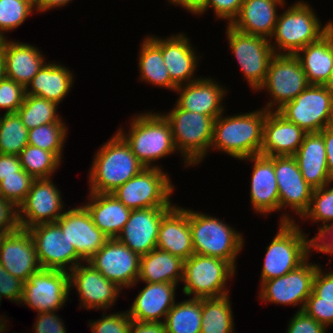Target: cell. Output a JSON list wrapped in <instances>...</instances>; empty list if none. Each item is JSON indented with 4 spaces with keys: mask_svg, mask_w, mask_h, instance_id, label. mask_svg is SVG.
Segmentation results:
<instances>
[{
    "mask_svg": "<svg viewBox=\"0 0 333 333\" xmlns=\"http://www.w3.org/2000/svg\"><path fill=\"white\" fill-rule=\"evenodd\" d=\"M129 120V129L121 126L117 132L129 144L132 153L145 168L162 169L157 161L178 153L168 120L160 111L153 110L136 113Z\"/></svg>",
    "mask_w": 333,
    "mask_h": 333,
    "instance_id": "obj_1",
    "label": "cell"
},
{
    "mask_svg": "<svg viewBox=\"0 0 333 333\" xmlns=\"http://www.w3.org/2000/svg\"><path fill=\"white\" fill-rule=\"evenodd\" d=\"M224 114L214 121L210 149L237 160L260 155L266 110L261 106L251 112Z\"/></svg>",
    "mask_w": 333,
    "mask_h": 333,
    "instance_id": "obj_2",
    "label": "cell"
},
{
    "mask_svg": "<svg viewBox=\"0 0 333 333\" xmlns=\"http://www.w3.org/2000/svg\"><path fill=\"white\" fill-rule=\"evenodd\" d=\"M91 164L87 175L90 193H112L145 168L116 131L97 149Z\"/></svg>",
    "mask_w": 333,
    "mask_h": 333,
    "instance_id": "obj_3",
    "label": "cell"
},
{
    "mask_svg": "<svg viewBox=\"0 0 333 333\" xmlns=\"http://www.w3.org/2000/svg\"><path fill=\"white\" fill-rule=\"evenodd\" d=\"M279 13L269 41L275 54L295 55L300 49L318 41L332 27L333 21L323 25L308 1L298 0ZM274 42H273V41Z\"/></svg>",
    "mask_w": 333,
    "mask_h": 333,
    "instance_id": "obj_4",
    "label": "cell"
},
{
    "mask_svg": "<svg viewBox=\"0 0 333 333\" xmlns=\"http://www.w3.org/2000/svg\"><path fill=\"white\" fill-rule=\"evenodd\" d=\"M189 226L195 254L230 262L237 269L238 254L242 252L245 237L226 221L199 210L189 209Z\"/></svg>",
    "mask_w": 333,
    "mask_h": 333,
    "instance_id": "obj_5",
    "label": "cell"
},
{
    "mask_svg": "<svg viewBox=\"0 0 333 333\" xmlns=\"http://www.w3.org/2000/svg\"><path fill=\"white\" fill-rule=\"evenodd\" d=\"M172 130V138L184 168L201 165L210 153L215 118L181 109L176 103L162 112ZM186 166V167H185Z\"/></svg>",
    "mask_w": 333,
    "mask_h": 333,
    "instance_id": "obj_6",
    "label": "cell"
},
{
    "mask_svg": "<svg viewBox=\"0 0 333 333\" xmlns=\"http://www.w3.org/2000/svg\"><path fill=\"white\" fill-rule=\"evenodd\" d=\"M298 223L278 224L276 235L265 250L260 285L293 271L312 255V238Z\"/></svg>",
    "mask_w": 333,
    "mask_h": 333,
    "instance_id": "obj_7",
    "label": "cell"
},
{
    "mask_svg": "<svg viewBox=\"0 0 333 333\" xmlns=\"http://www.w3.org/2000/svg\"><path fill=\"white\" fill-rule=\"evenodd\" d=\"M236 268L219 258L193 254L183 263L182 292L191 298H218L231 294L228 281Z\"/></svg>",
    "mask_w": 333,
    "mask_h": 333,
    "instance_id": "obj_8",
    "label": "cell"
},
{
    "mask_svg": "<svg viewBox=\"0 0 333 333\" xmlns=\"http://www.w3.org/2000/svg\"><path fill=\"white\" fill-rule=\"evenodd\" d=\"M163 169L144 168L112 194L130 210L174 207L171 198L175 186Z\"/></svg>",
    "mask_w": 333,
    "mask_h": 333,
    "instance_id": "obj_9",
    "label": "cell"
},
{
    "mask_svg": "<svg viewBox=\"0 0 333 333\" xmlns=\"http://www.w3.org/2000/svg\"><path fill=\"white\" fill-rule=\"evenodd\" d=\"M228 47L241 69L251 91L255 93L263 85L271 59L275 55L266 37L241 32L230 24L225 30Z\"/></svg>",
    "mask_w": 333,
    "mask_h": 333,
    "instance_id": "obj_10",
    "label": "cell"
},
{
    "mask_svg": "<svg viewBox=\"0 0 333 333\" xmlns=\"http://www.w3.org/2000/svg\"><path fill=\"white\" fill-rule=\"evenodd\" d=\"M277 112L306 133L321 132L333 125V94L326 85L309 84Z\"/></svg>",
    "mask_w": 333,
    "mask_h": 333,
    "instance_id": "obj_11",
    "label": "cell"
},
{
    "mask_svg": "<svg viewBox=\"0 0 333 333\" xmlns=\"http://www.w3.org/2000/svg\"><path fill=\"white\" fill-rule=\"evenodd\" d=\"M309 85L306 74L296 55L275 54L270 61L266 79L257 92L270 95L263 107L277 111L285 103L295 99Z\"/></svg>",
    "mask_w": 333,
    "mask_h": 333,
    "instance_id": "obj_12",
    "label": "cell"
},
{
    "mask_svg": "<svg viewBox=\"0 0 333 333\" xmlns=\"http://www.w3.org/2000/svg\"><path fill=\"white\" fill-rule=\"evenodd\" d=\"M274 172L279 193V223L297 222L308 211L313 188L304 180L297 161L293 156H274ZM285 209V210H284ZM290 210L296 214H288Z\"/></svg>",
    "mask_w": 333,
    "mask_h": 333,
    "instance_id": "obj_13",
    "label": "cell"
},
{
    "mask_svg": "<svg viewBox=\"0 0 333 333\" xmlns=\"http://www.w3.org/2000/svg\"><path fill=\"white\" fill-rule=\"evenodd\" d=\"M310 257L298 268L284 276L264 281L259 286L258 300L266 304L299 306L303 311L307 298L312 293L313 279L320 263L309 261Z\"/></svg>",
    "mask_w": 333,
    "mask_h": 333,
    "instance_id": "obj_14",
    "label": "cell"
},
{
    "mask_svg": "<svg viewBox=\"0 0 333 333\" xmlns=\"http://www.w3.org/2000/svg\"><path fill=\"white\" fill-rule=\"evenodd\" d=\"M70 294L69 272L41 268L24 282L20 305L37 313L58 311L66 306Z\"/></svg>",
    "mask_w": 333,
    "mask_h": 333,
    "instance_id": "obj_15",
    "label": "cell"
},
{
    "mask_svg": "<svg viewBox=\"0 0 333 333\" xmlns=\"http://www.w3.org/2000/svg\"><path fill=\"white\" fill-rule=\"evenodd\" d=\"M27 230L41 268L70 272L84 262L56 223H41Z\"/></svg>",
    "mask_w": 333,
    "mask_h": 333,
    "instance_id": "obj_16",
    "label": "cell"
},
{
    "mask_svg": "<svg viewBox=\"0 0 333 333\" xmlns=\"http://www.w3.org/2000/svg\"><path fill=\"white\" fill-rule=\"evenodd\" d=\"M70 291L78 292L79 308L84 310L112 309L123 292L115 283L106 279L88 262L79 263L69 272ZM108 309V310H107Z\"/></svg>",
    "mask_w": 333,
    "mask_h": 333,
    "instance_id": "obj_17",
    "label": "cell"
},
{
    "mask_svg": "<svg viewBox=\"0 0 333 333\" xmlns=\"http://www.w3.org/2000/svg\"><path fill=\"white\" fill-rule=\"evenodd\" d=\"M62 191L52 178L35 179L19 208V222L22 229L41 223H55L64 213L66 204Z\"/></svg>",
    "mask_w": 333,
    "mask_h": 333,
    "instance_id": "obj_18",
    "label": "cell"
},
{
    "mask_svg": "<svg viewBox=\"0 0 333 333\" xmlns=\"http://www.w3.org/2000/svg\"><path fill=\"white\" fill-rule=\"evenodd\" d=\"M87 262L122 290L138 281L140 256L117 238H109Z\"/></svg>",
    "mask_w": 333,
    "mask_h": 333,
    "instance_id": "obj_19",
    "label": "cell"
},
{
    "mask_svg": "<svg viewBox=\"0 0 333 333\" xmlns=\"http://www.w3.org/2000/svg\"><path fill=\"white\" fill-rule=\"evenodd\" d=\"M147 36L161 49L171 81L177 87L201 77L199 75L195 77V74L202 56H199L198 50H195L186 33L171 34L166 38L155 34Z\"/></svg>",
    "mask_w": 333,
    "mask_h": 333,
    "instance_id": "obj_20",
    "label": "cell"
},
{
    "mask_svg": "<svg viewBox=\"0 0 333 333\" xmlns=\"http://www.w3.org/2000/svg\"><path fill=\"white\" fill-rule=\"evenodd\" d=\"M81 205L74 208L69 206L70 209H65L55 223L72 243L80 258L87 262L105 245L109 237L95 226L89 211Z\"/></svg>",
    "mask_w": 333,
    "mask_h": 333,
    "instance_id": "obj_21",
    "label": "cell"
},
{
    "mask_svg": "<svg viewBox=\"0 0 333 333\" xmlns=\"http://www.w3.org/2000/svg\"><path fill=\"white\" fill-rule=\"evenodd\" d=\"M173 207L132 210L117 239L140 257L156 248L162 218Z\"/></svg>",
    "mask_w": 333,
    "mask_h": 333,
    "instance_id": "obj_22",
    "label": "cell"
},
{
    "mask_svg": "<svg viewBox=\"0 0 333 333\" xmlns=\"http://www.w3.org/2000/svg\"><path fill=\"white\" fill-rule=\"evenodd\" d=\"M214 80L210 75L201 76L198 80L178 86L175 89L178 95L175 103L183 110L217 119L226 110L223 101L228 89Z\"/></svg>",
    "mask_w": 333,
    "mask_h": 333,
    "instance_id": "obj_23",
    "label": "cell"
},
{
    "mask_svg": "<svg viewBox=\"0 0 333 333\" xmlns=\"http://www.w3.org/2000/svg\"><path fill=\"white\" fill-rule=\"evenodd\" d=\"M240 161L252 164L250 203L255 214L267 216L279 212V193L274 172V156L255 155Z\"/></svg>",
    "mask_w": 333,
    "mask_h": 333,
    "instance_id": "obj_24",
    "label": "cell"
},
{
    "mask_svg": "<svg viewBox=\"0 0 333 333\" xmlns=\"http://www.w3.org/2000/svg\"><path fill=\"white\" fill-rule=\"evenodd\" d=\"M8 39H2L0 43L4 76L26 88L47 62L46 57L34 44Z\"/></svg>",
    "mask_w": 333,
    "mask_h": 333,
    "instance_id": "obj_25",
    "label": "cell"
},
{
    "mask_svg": "<svg viewBox=\"0 0 333 333\" xmlns=\"http://www.w3.org/2000/svg\"><path fill=\"white\" fill-rule=\"evenodd\" d=\"M0 264L8 273L24 282L41 269L27 229L20 228L7 234L0 248Z\"/></svg>",
    "mask_w": 333,
    "mask_h": 333,
    "instance_id": "obj_26",
    "label": "cell"
},
{
    "mask_svg": "<svg viewBox=\"0 0 333 333\" xmlns=\"http://www.w3.org/2000/svg\"><path fill=\"white\" fill-rule=\"evenodd\" d=\"M146 283L126 310L131 320L140 322H164L167 313L176 302L178 284Z\"/></svg>",
    "mask_w": 333,
    "mask_h": 333,
    "instance_id": "obj_27",
    "label": "cell"
},
{
    "mask_svg": "<svg viewBox=\"0 0 333 333\" xmlns=\"http://www.w3.org/2000/svg\"><path fill=\"white\" fill-rule=\"evenodd\" d=\"M305 134L302 128L286 120L277 111L266 110L260 155L293 156L302 144Z\"/></svg>",
    "mask_w": 333,
    "mask_h": 333,
    "instance_id": "obj_28",
    "label": "cell"
},
{
    "mask_svg": "<svg viewBox=\"0 0 333 333\" xmlns=\"http://www.w3.org/2000/svg\"><path fill=\"white\" fill-rule=\"evenodd\" d=\"M156 248L178 256L182 260H187L194 254L189 208L175 205L162 218Z\"/></svg>",
    "mask_w": 333,
    "mask_h": 333,
    "instance_id": "obj_29",
    "label": "cell"
},
{
    "mask_svg": "<svg viewBox=\"0 0 333 333\" xmlns=\"http://www.w3.org/2000/svg\"><path fill=\"white\" fill-rule=\"evenodd\" d=\"M286 0H244L238 16L230 24L235 29L270 39ZM279 9H278V8Z\"/></svg>",
    "mask_w": 333,
    "mask_h": 333,
    "instance_id": "obj_30",
    "label": "cell"
},
{
    "mask_svg": "<svg viewBox=\"0 0 333 333\" xmlns=\"http://www.w3.org/2000/svg\"><path fill=\"white\" fill-rule=\"evenodd\" d=\"M293 157L297 161L304 180L313 189L332 182L328 174L325 143L320 132L306 133Z\"/></svg>",
    "mask_w": 333,
    "mask_h": 333,
    "instance_id": "obj_31",
    "label": "cell"
},
{
    "mask_svg": "<svg viewBox=\"0 0 333 333\" xmlns=\"http://www.w3.org/2000/svg\"><path fill=\"white\" fill-rule=\"evenodd\" d=\"M74 76L64 64L48 61L26 86L25 95L44 98L59 105L73 88Z\"/></svg>",
    "mask_w": 333,
    "mask_h": 333,
    "instance_id": "obj_32",
    "label": "cell"
},
{
    "mask_svg": "<svg viewBox=\"0 0 333 333\" xmlns=\"http://www.w3.org/2000/svg\"><path fill=\"white\" fill-rule=\"evenodd\" d=\"M88 193L87 202L82 204L89 211L93 223L109 238H117L132 210L112 193Z\"/></svg>",
    "mask_w": 333,
    "mask_h": 333,
    "instance_id": "obj_33",
    "label": "cell"
},
{
    "mask_svg": "<svg viewBox=\"0 0 333 333\" xmlns=\"http://www.w3.org/2000/svg\"><path fill=\"white\" fill-rule=\"evenodd\" d=\"M295 55L309 84L326 85L333 73V27L318 41L308 44Z\"/></svg>",
    "mask_w": 333,
    "mask_h": 333,
    "instance_id": "obj_34",
    "label": "cell"
},
{
    "mask_svg": "<svg viewBox=\"0 0 333 333\" xmlns=\"http://www.w3.org/2000/svg\"><path fill=\"white\" fill-rule=\"evenodd\" d=\"M183 263L180 257L169 252L153 249L151 252L140 257L138 283H174L180 284L183 278Z\"/></svg>",
    "mask_w": 333,
    "mask_h": 333,
    "instance_id": "obj_35",
    "label": "cell"
},
{
    "mask_svg": "<svg viewBox=\"0 0 333 333\" xmlns=\"http://www.w3.org/2000/svg\"><path fill=\"white\" fill-rule=\"evenodd\" d=\"M138 50L139 80L159 87L174 91L177 86L171 81L167 67L163 60L161 49L146 35L140 42Z\"/></svg>",
    "mask_w": 333,
    "mask_h": 333,
    "instance_id": "obj_36",
    "label": "cell"
},
{
    "mask_svg": "<svg viewBox=\"0 0 333 333\" xmlns=\"http://www.w3.org/2000/svg\"><path fill=\"white\" fill-rule=\"evenodd\" d=\"M230 295L202 298L200 333H235V322Z\"/></svg>",
    "mask_w": 333,
    "mask_h": 333,
    "instance_id": "obj_37",
    "label": "cell"
},
{
    "mask_svg": "<svg viewBox=\"0 0 333 333\" xmlns=\"http://www.w3.org/2000/svg\"><path fill=\"white\" fill-rule=\"evenodd\" d=\"M201 318L202 298L177 301L165 318L166 333H200Z\"/></svg>",
    "mask_w": 333,
    "mask_h": 333,
    "instance_id": "obj_38",
    "label": "cell"
},
{
    "mask_svg": "<svg viewBox=\"0 0 333 333\" xmlns=\"http://www.w3.org/2000/svg\"><path fill=\"white\" fill-rule=\"evenodd\" d=\"M58 104L44 98L25 95L23 104L17 110L22 124L28 129L50 123H61L64 119L58 114Z\"/></svg>",
    "mask_w": 333,
    "mask_h": 333,
    "instance_id": "obj_39",
    "label": "cell"
},
{
    "mask_svg": "<svg viewBox=\"0 0 333 333\" xmlns=\"http://www.w3.org/2000/svg\"><path fill=\"white\" fill-rule=\"evenodd\" d=\"M21 167L34 179L53 178L62 162L50 151L27 145L18 155Z\"/></svg>",
    "mask_w": 333,
    "mask_h": 333,
    "instance_id": "obj_40",
    "label": "cell"
},
{
    "mask_svg": "<svg viewBox=\"0 0 333 333\" xmlns=\"http://www.w3.org/2000/svg\"><path fill=\"white\" fill-rule=\"evenodd\" d=\"M66 123H50L28 130V144L52 152L61 162L68 137Z\"/></svg>",
    "mask_w": 333,
    "mask_h": 333,
    "instance_id": "obj_41",
    "label": "cell"
},
{
    "mask_svg": "<svg viewBox=\"0 0 333 333\" xmlns=\"http://www.w3.org/2000/svg\"><path fill=\"white\" fill-rule=\"evenodd\" d=\"M28 145V129L17 113L1 115L0 154L19 155Z\"/></svg>",
    "mask_w": 333,
    "mask_h": 333,
    "instance_id": "obj_42",
    "label": "cell"
},
{
    "mask_svg": "<svg viewBox=\"0 0 333 333\" xmlns=\"http://www.w3.org/2000/svg\"><path fill=\"white\" fill-rule=\"evenodd\" d=\"M34 11L36 8L32 0H0L1 39H6V34L20 27Z\"/></svg>",
    "mask_w": 333,
    "mask_h": 333,
    "instance_id": "obj_43",
    "label": "cell"
},
{
    "mask_svg": "<svg viewBox=\"0 0 333 333\" xmlns=\"http://www.w3.org/2000/svg\"><path fill=\"white\" fill-rule=\"evenodd\" d=\"M302 219L315 225L319 223V230L333 222V181L313 190L310 207Z\"/></svg>",
    "mask_w": 333,
    "mask_h": 333,
    "instance_id": "obj_44",
    "label": "cell"
},
{
    "mask_svg": "<svg viewBox=\"0 0 333 333\" xmlns=\"http://www.w3.org/2000/svg\"><path fill=\"white\" fill-rule=\"evenodd\" d=\"M34 178L22 168L17 175H10L0 181V194L2 199L13 202L19 207L24 200L34 182Z\"/></svg>",
    "mask_w": 333,
    "mask_h": 333,
    "instance_id": "obj_45",
    "label": "cell"
},
{
    "mask_svg": "<svg viewBox=\"0 0 333 333\" xmlns=\"http://www.w3.org/2000/svg\"><path fill=\"white\" fill-rule=\"evenodd\" d=\"M102 313L100 319L88 321L91 333H129L131 318L126 310L111 314L107 311Z\"/></svg>",
    "mask_w": 333,
    "mask_h": 333,
    "instance_id": "obj_46",
    "label": "cell"
},
{
    "mask_svg": "<svg viewBox=\"0 0 333 333\" xmlns=\"http://www.w3.org/2000/svg\"><path fill=\"white\" fill-rule=\"evenodd\" d=\"M25 88L12 79L5 76L0 80V111L4 113H16L23 104Z\"/></svg>",
    "mask_w": 333,
    "mask_h": 333,
    "instance_id": "obj_47",
    "label": "cell"
},
{
    "mask_svg": "<svg viewBox=\"0 0 333 333\" xmlns=\"http://www.w3.org/2000/svg\"><path fill=\"white\" fill-rule=\"evenodd\" d=\"M303 311L327 329L333 325V301L323 300L313 291L307 298Z\"/></svg>",
    "mask_w": 333,
    "mask_h": 333,
    "instance_id": "obj_48",
    "label": "cell"
},
{
    "mask_svg": "<svg viewBox=\"0 0 333 333\" xmlns=\"http://www.w3.org/2000/svg\"><path fill=\"white\" fill-rule=\"evenodd\" d=\"M244 0H205L203 14L210 9L213 10L214 18L222 19L226 24H231L238 16Z\"/></svg>",
    "mask_w": 333,
    "mask_h": 333,
    "instance_id": "obj_49",
    "label": "cell"
},
{
    "mask_svg": "<svg viewBox=\"0 0 333 333\" xmlns=\"http://www.w3.org/2000/svg\"><path fill=\"white\" fill-rule=\"evenodd\" d=\"M24 281L8 273L0 264V302L6 298L20 305L23 297Z\"/></svg>",
    "mask_w": 333,
    "mask_h": 333,
    "instance_id": "obj_50",
    "label": "cell"
},
{
    "mask_svg": "<svg viewBox=\"0 0 333 333\" xmlns=\"http://www.w3.org/2000/svg\"><path fill=\"white\" fill-rule=\"evenodd\" d=\"M286 333H328V329L304 311H297L290 318Z\"/></svg>",
    "mask_w": 333,
    "mask_h": 333,
    "instance_id": "obj_51",
    "label": "cell"
},
{
    "mask_svg": "<svg viewBox=\"0 0 333 333\" xmlns=\"http://www.w3.org/2000/svg\"><path fill=\"white\" fill-rule=\"evenodd\" d=\"M57 312L59 311L37 313L33 333H67L62 317Z\"/></svg>",
    "mask_w": 333,
    "mask_h": 333,
    "instance_id": "obj_52",
    "label": "cell"
},
{
    "mask_svg": "<svg viewBox=\"0 0 333 333\" xmlns=\"http://www.w3.org/2000/svg\"><path fill=\"white\" fill-rule=\"evenodd\" d=\"M321 265L315 273L312 291L323 300L333 301V270L322 269Z\"/></svg>",
    "mask_w": 333,
    "mask_h": 333,
    "instance_id": "obj_53",
    "label": "cell"
},
{
    "mask_svg": "<svg viewBox=\"0 0 333 333\" xmlns=\"http://www.w3.org/2000/svg\"><path fill=\"white\" fill-rule=\"evenodd\" d=\"M19 208L6 199H0V231L9 233L20 229Z\"/></svg>",
    "mask_w": 333,
    "mask_h": 333,
    "instance_id": "obj_54",
    "label": "cell"
},
{
    "mask_svg": "<svg viewBox=\"0 0 333 333\" xmlns=\"http://www.w3.org/2000/svg\"><path fill=\"white\" fill-rule=\"evenodd\" d=\"M312 251L333 255V222L325 225L312 237Z\"/></svg>",
    "mask_w": 333,
    "mask_h": 333,
    "instance_id": "obj_55",
    "label": "cell"
},
{
    "mask_svg": "<svg viewBox=\"0 0 333 333\" xmlns=\"http://www.w3.org/2000/svg\"><path fill=\"white\" fill-rule=\"evenodd\" d=\"M21 168L19 156L0 154V181L10 175H17Z\"/></svg>",
    "mask_w": 333,
    "mask_h": 333,
    "instance_id": "obj_56",
    "label": "cell"
},
{
    "mask_svg": "<svg viewBox=\"0 0 333 333\" xmlns=\"http://www.w3.org/2000/svg\"><path fill=\"white\" fill-rule=\"evenodd\" d=\"M129 333H166L164 322H140L131 320Z\"/></svg>",
    "mask_w": 333,
    "mask_h": 333,
    "instance_id": "obj_57",
    "label": "cell"
},
{
    "mask_svg": "<svg viewBox=\"0 0 333 333\" xmlns=\"http://www.w3.org/2000/svg\"><path fill=\"white\" fill-rule=\"evenodd\" d=\"M320 133L322 134L325 143L328 174L331 181H333V125L326 127Z\"/></svg>",
    "mask_w": 333,
    "mask_h": 333,
    "instance_id": "obj_58",
    "label": "cell"
},
{
    "mask_svg": "<svg viewBox=\"0 0 333 333\" xmlns=\"http://www.w3.org/2000/svg\"><path fill=\"white\" fill-rule=\"evenodd\" d=\"M169 5H174L183 8L188 14L202 16L205 6V0H168Z\"/></svg>",
    "mask_w": 333,
    "mask_h": 333,
    "instance_id": "obj_59",
    "label": "cell"
},
{
    "mask_svg": "<svg viewBox=\"0 0 333 333\" xmlns=\"http://www.w3.org/2000/svg\"><path fill=\"white\" fill-rule=\"evenodd\" d=\"M73 0H36L35 1V8L37 13H44L48 10H55L57 8L60 9L64 6H67Z\"/></svg>",
    "mask_w": 333,
    "mask_h": 333,
    "instance_id": "obj_60",
    "label": "cell"
},
{
    "mask_svg": "<svg viewBox=\"0 0 333 333\" xmlns=\"http://www.w3.org/2000/svg\"><path fill=\"white\" fill-rule=\"evenodd\" d=\"M9 322V320L7 319V316L5 315H0V333H6V332H8V327H9V325H7V324H9L8 323ZM6 331V332H5Z\"/></svg>",
    "mask_w": 333,
    "mask_h": 333,
    "instance_id": "obj_61",
    "label": "cell"
},
{
    "mask_svg": "<svg viewBox=\"0 0 333 333\" xmlns=\"http://www.w3.org/2000/svg\"><path fill=\"white\" fill-rule=\"evenodd\" d=\"M4 77L3 56L0 49V80Z\"/></svg>",
    "mask_w": 333,
    "mask_h": 333,
    "instance_id": "obj_62",
    "label": "cell"
},
{
    "mask_svg": "<svg viewBox=\"0 0 333 333\" xmlns=\"http://www.w3.org/2000/svg\"><path fill=\"white\" fill-rule=\"evenodd\" d=\"M8 233H9L8 231H0V248L2 246L3 240L5 239Z\"/></svg>",
    "mask_w": 333,
    "mask_h": 333,
    "instance_id": "obj_63",
    "label": "cell"
},
{
    "mask_svg": "<svg viewBox=\"0 0 333 333\" xmlns=\"http://www.w3.org/2000/svg\"><path fill=\"white\" fill-rule=\"evenodd\" d=\"M326 86L328 87V89L333 94V73H332V77H331L330 81L326 84Z\"/></svg>",
    "mask_w": 333,
    "mask_h": 333,
    "instance_id": "obj_64",
    "label": "cell"
}]
</instances>
